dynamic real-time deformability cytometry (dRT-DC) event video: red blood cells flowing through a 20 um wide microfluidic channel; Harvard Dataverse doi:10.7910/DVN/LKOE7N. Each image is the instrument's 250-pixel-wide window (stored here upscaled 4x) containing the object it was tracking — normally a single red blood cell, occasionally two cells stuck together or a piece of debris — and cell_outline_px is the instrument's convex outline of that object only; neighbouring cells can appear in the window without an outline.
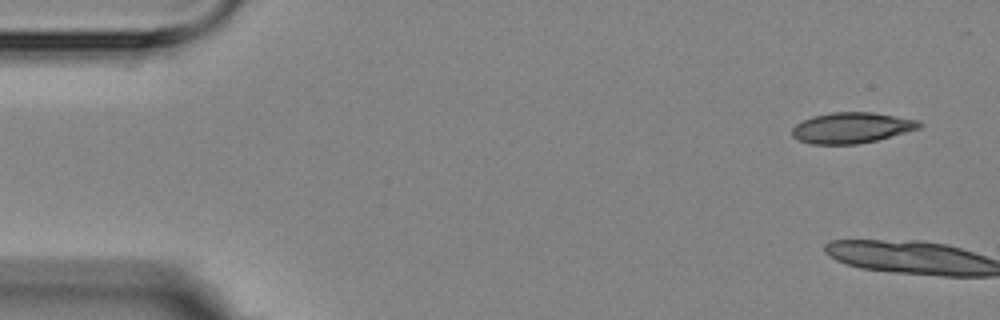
{"species": "Egyptian fruit bat (a non-hibernating species)", "species_latin": "Rousettus aegyptiacus", "temperature_condition": "room temperature", "stored_images_in_passage": 6, "camera_frame_rate_fps": 3000, "um_per_image_px": 0.085, "animal": {"sex": "female"}, "frame": {"image": 1, "passage_image": 1, "time_ms": 0.0, "image_size_px": [1000, 320], "cell_outline_px": [[924, 124], [920, 128], [876, 140], [856, 144], [812, 144], [800, 140], [792, 136], [792, 128], [796, 124], [812, 116], [832, 112], [872, 112], [920, 120]], "centroid_in_image_um": [72.4, 10.85], "position_along_channel_um": 12.6, "area_um2": 22.72}}
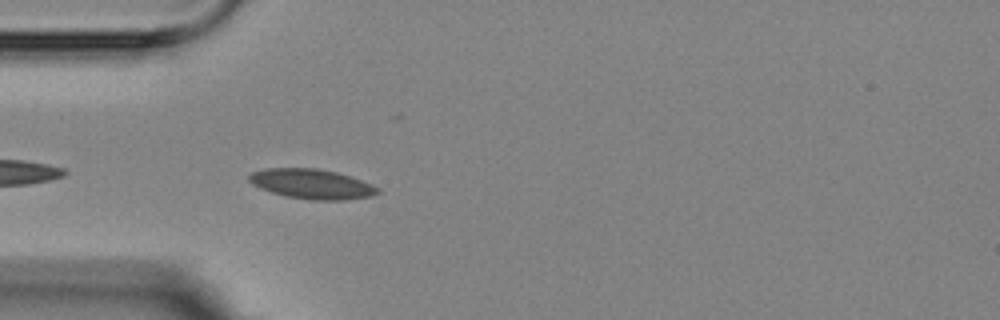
{"frame": {"image": 2, "passage_image": 6, "time_ms": 5.667, "image_size_px": [1000, 320], "cell_outline_px": [[380, 192], [372, 196], [344, 200], [312, 200], [288, 196], [272, 192], [260, 188], [252, 184], [248, 180], [248, 176], [252, 172], [268, 168], [316, 168], [336, 172], [372, 184], [380, 188]], "centroid_in_image_um": [26.51, 15.64], "position_along_channel_um": 58.5, "area_um2": 22.2}}